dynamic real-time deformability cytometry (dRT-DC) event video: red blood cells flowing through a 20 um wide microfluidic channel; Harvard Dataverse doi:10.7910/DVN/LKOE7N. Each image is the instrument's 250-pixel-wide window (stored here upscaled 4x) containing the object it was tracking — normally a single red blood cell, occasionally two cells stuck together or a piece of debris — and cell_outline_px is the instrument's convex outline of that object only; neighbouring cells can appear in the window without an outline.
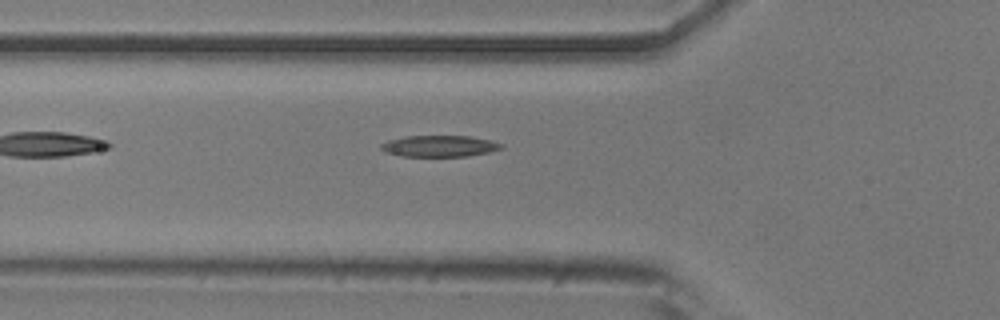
{"species": "common noctule bat (a hibernating species)", "species_latin": "Nyctalus noctula", "temperature_condition": "room temperature", "stored_images_in_passage": 38, "camera_frame_rate_fps": 3000, "um_per_image_px": 0.085, "animal": {"sex": "male", "body_mass_g": 20.5, "forearm_length_mm": 52.5}, "frame": {"image": 1, "passage_image": 4, "time_ms": 1.0, "image_size_px": [1000, 320], "cell_outline_px": [[504, 148], [488, 152], [468, 156], [400, 156], [384, 152], [380, 148], [380, 144], [388, 140], [404, 136], [468, 136], [492, 140], [504, 144]], "centroid_in_image_um": [37.35, 12.41], "position_along_channel_um": 88.5, "area_um2": 15.09}}
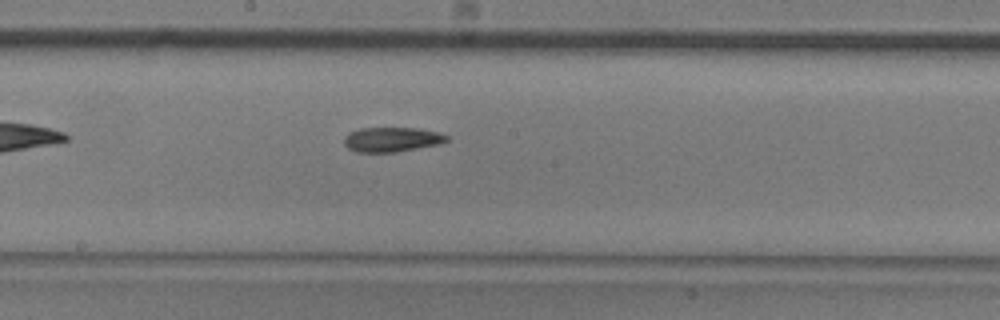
{"frame": {"image": 2, "passage_image": 14, "time_ms": 4.333, "image_size_px": [1000, 320], "cell_outline_px": [[448, 140], [440, 144], [396, 152], [356, 152], [348, 148], [344, 144], [344, 136], [348, 132], [360, 128], [416, 128], [440, 132], [448, 136]], "centroid_in_image_um": [33.29, 11.85], "position_along_channel_um": 214.9, "area_um2": 14.85}}
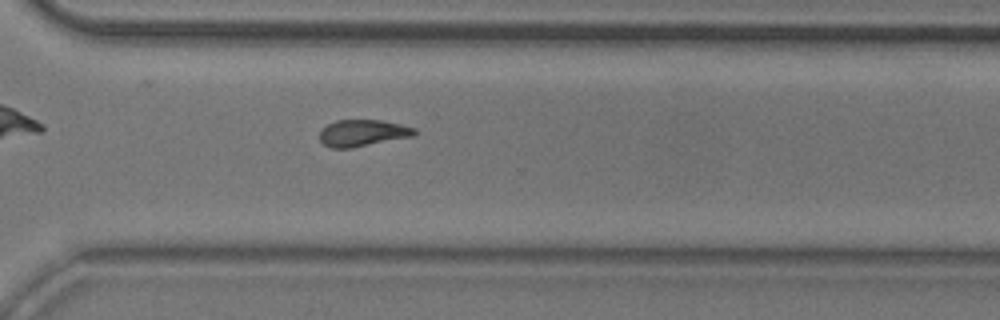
{"frame": {"image": 3, "passage_image": 24, "time_ms": 7.667, "image_size_px": [1000, 320], "cell_outline_px": [[416, 136], [352, 148], [332, 148], [324, 144], [320, 140], [320, 128], [336, 120], [380, 120], [400, 124], [416, 128]], "centroid_in_image_um": [30.84, 11.31], "position_along_channel_um": 339.8, "area_um2": 14.91}, "authors_computed_cell_mechanics": {"area_um2": 14.8257, "velocity_mm_per_s": 3.7611, "shape_relaxation_time_tau1_ms": 4.0601, "shape_relaxation_time_tau2_ms": null, "deformation_change_tau1": 0.1526, "deformation_change_tau2": null}}